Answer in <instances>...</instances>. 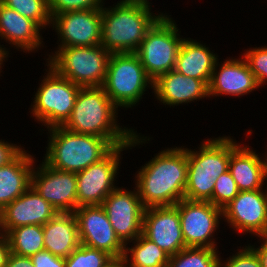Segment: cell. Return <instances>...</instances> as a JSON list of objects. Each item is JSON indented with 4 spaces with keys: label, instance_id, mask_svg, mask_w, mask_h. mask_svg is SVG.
Returning a JSON list of instances; mask_svg holds the SVG:
<instances>
[{
    "label": "cell",
    "instance_id": "cell-1",
    "mask_svg": "<svg viewBox=\"0 0 267 267\" xmlns=\"http://www.w3.org/2000/svg\"><path fill=\"white\" fill-rule=\"evenodd\" d=\"M184 147H165L136 171L133 186L145 208L174 206L184 199L188 173Z\"/></svg>",
    "mask_w": 267,
    "mask_h": 267
},
{
    "label": "cell",
    "instance_id": "cell-2",
    "mask_svg": "<svg viewBox=\"0 0 267 267\" xmlns=\"http://www.w3.org/2000/svg\"><path fill=\"white\" fill-rule=\"evenodd\" d=\"M119 111L102 87L80 88L71 115L62 127L75 133L105 138L117 147L129 143L136 131L120 125Z\"/></svg>",
    "mask_w": 267,
    "mask_h": 267
},
{
    "label": "cell",
    "instance_id": "cell-3",
    "mask_svg": "<svg viewBox=\"0 0 267 267\" xmlns=\"http://www.w3.org/2000/svg\"><path fill=\"white\" fill-rule=\"evenodd\" d=\"M114 4L102 7L101 45L110 53H135L163 12L154 13L149 0H120Z\"/></svg>",
    "mask_w": 267,
    "mask_h": 267
},
{
    "label": "cell",
    "instance_id": "cell-4",
    "mask_svg": "<svg viewBox=\"0 0 267 267\" xmlns=\"http://www.w3.org/2000/svg\"><path fill=\"white\" fill-rule=\"evenodd\" d=\"M239 144L233 136L223 135L202 140L194 150L187 148L188 173L184 198L210 201L215 180L228 171L231 152Z\"/></svg>",
    "mask_w": 267,
    "mask_h": 267
},
{
    "label": "cell",
    "instance_id": "cell-5",
    "mask_svg": "<svg viewBox=\"0 0 267 267\" xmlns=\"http://www.w3.org/2000/svg\"><path fill=\"white\" fill-rule=\"evenodd\" d=\"M46 133L48 143L42 160L62 171H83L114 148L105 138L75 133L62 126L46 129Z\"/></svg>",
    "mask_w": 267,
    "mask_h": 267
},
{
    "label": "cell",
    "instance_id": "cell-6",
    "mask_svg": "<svg viewBox=\"0 0 267 267\" xmlns=\"http://www.w3.org/2000/svg\"><path fill=\"white\" fill-rule=\"evenodd\" d=\"M111 53L101 44L90 47H57L46 54L47 64L81 88L102 87Z\"/></svg>",
    "mask_w": 267,
    "mask_h": 267
},
{
    "label": "cell",
    "instance_id": "cell-7",
    "mask_svg": "<svg viewBox=\"0 0 267 267\" xmlns=\"http://www.w3.org/2000/svg\"><path fill=\"white\" fill-rule=\"evenodd\" d=\"M45 65L46 75L38 82L29 112L35 122L49 129L66 123L81 87L59 75L47 63Z\"/></svg>",
    "mask_w": 267,
    "mask_h": 267
},
{
    "label": "cell",
    "instance_id": "cell-8",
    "mask_svg": "<svg viewBox=\"0 0 267 267\" xmlns=\"http://www.w3.org/2000/svg\"><path fill=\"white\" fill-rule=\"evenodd\" d=\"M153 83L135 53H111L102 88L118 108L139 105L147 89L153 90Z\"/></svg>",
    "mask_w": 267,
    "mask_h": 267
},
{
    "label": "cell",
    "instance_id": "cell-9",
    "mask_svg": "<svg viewBox=\"0 0 267 267\" xmlns=\"http://www.w3.org/2000/svg\"><path fill=\"white\" fill-rule=\"evenodd\" d=\"M144 136L142 133L135 131L129 143L114 147L99 162L76 173L77 208L102 205L104 199L117 187V174L122 162L120 160L123 159V151L131 150L139 147L140 144L145 145V143L151 141L152 137Z\"/></svg>",
    "mask_w": 267,
    "mask_h": 267
},
{
    "label": "cell",
    "instance_id": "cell-10",
    "mask_svg": "<svg viewBox=\"0 0 267 267\" xmlns=\"http://www.w3.org/2000/svg\"><path fill=\"white\" fill-rule=\"evenodd\" d=\"M177 26L169 13H163L147 30L135 52L153 81L175 69L177 54L184 39Z\"/></svg>",
    "mask_w": 267,
    "mask_h": 267
},
{
    "label": "cell",
    "instance_id": "cell-11",
    "mask_svg": "<svg viewBox=\"0 0 267 267\" xmlns=\"http://www.w3.org/2000/svg\"><path fill=\"white\" fill-rule=\"evenodd\" d=\"M179 211L182 235L186 247L218 248L215 234L223 222V212L209 201L180 200ZM216 232V233H215Z\"/></svg>",
    "mask_w": 267,
    "mask_h": 267
},
{
    "label": "cell",
    "instance_id": "cell-12",
    "mask_svg": "<svg viewBox=\"0 0 267 267\" xmlns=\"http://www.w3.org/2000/svg\"><path fill=\"white\" fill-rule=\"evenodd\" d=\"M222 212L223 221L237 234L267 235V189L240 191Z\"/></svg>",
    "mask_w": 267,
    "mask_h": 267
},
{
    "label": "cell",
    "instance_id": "cell-13",
    "mask_svg": "<svg viewBox=\"0 0 267 267\" xmlns=\"http://www.w3.org/2000/svg\"><path fill=\"white\" fill-rule=\"evenodd\" d=\"M114 229L116 236L125 245L142 234L145 207L137 188L128 190L117 186L101 205Z\"/></svg>",
    "mask_w": 267,
    "mask_h": 267
},
{
    "label": "cell",
    "instance_id": "cell-14",
    "mask_svg": "<svg viewBox=\"0 0 267 267\" xmlns=\"http://www.w3.org/2000/svg\"><path fill=\"white\" fill-rule=\"evenodd\" d=\"M51 28L58 37L57 47L100 45L102 8L56 14L51 18Z\"/></svg>",
    "mask_w": 267,
    "mask_h": 267
},
{
    "label": "cell",
    "instance_id": "cell-15",
    "mask_svg": "<svg viewBox=\"0 0 267 267\" xmlns=\"http://www.w3.org/2000/svg\"><path fill=\"white\" fill-rule=\"evenodd\" d=\"M34 165L31 186L60 213L77 209V180L75 172L51 168L43 160Z\"/></svg>",
    "mask_w": 267,
    "mask_h": 267
},
{
    "label": "cell",
    "instance_id": "cell-16",
    "mask_svg": "<svg viewBox=\"0 0 267 267\" xmlns=\"http://www.w3.org/2000/svg\"><path fill=\"white\" fill-rule=\"evenodd\" d=\"M73 214L81 244L103 250L112 257H123L125 245L116 236L101 205L80 206Z\"/></svg>",
    "mask_w": 267,
    "mask_h": 267
},
{
    "label": "cell",
    "instance_id": "cell-17",
    "mask_svg": "<svg viewBox=\"0 0 267 267\" xmlns=\"http://www.w3.org/2000/svg\"><path fill=\"white\" fill-rule=\"evenodd\" d=\"M142 234L169 256L186 248L179 211L175 205L145 208Z\"/></svg>",
    "mask_w": 267,
    "mask_h": 267
},
{
    "label": "cell",
    "instance_id": "cell-18",
    "mask_svg": "<svg viewBox=\"0 0 267 267\" xmlns=\"http://www.w3.org/2000/svg\"><path fill=\"white\" fill-rule=\"evenodd\" d=\"M239 57H226L223 63L217 59L208 85L209 98L224 95L239 98L260 88L247 62Z\"/></svg>",
    "mask_w": 267,
    "mask_h": 267
},
{
    "label": "cell",
    "instance_id": "cell-19",
    "mask_svg": "<svg viewBox=\"0 0 267 267\" xmlns=\"http://www.w3.org/2000/svg\"><path fill=\"white\" fill-rule=\"evenodd\" d=\"M57 210L32 186L0 211V233L26 225H44Z\"/></svg>",
    "mask_w": 267,
    "mask_h": 267
},
{
    "label": "cell",
    "instance_id": "cell-20",
    "mask_svg": "<svg viewBox=\"0 0 267 267\" xmlns=\"http://www.w3.org/2000/svg\"><path fill=\"white\" fill-rule=\"evenodd\" d=\"M153 93L154 99L170 108L209 98L208 86L202 80L187 77L176 70L160 75L153 83Z\"/></svg>",
    "mask_w": 267,
    "mask_h": 267
},
{
    "label": "cell",
    "instance_id": "cell-21",
    "mask_svg": "<svg viewBox=\"0 0 267 267\" xmlns=\"http://www.w3.org/2000/svg\"><path fill=\"white\" fill-rule=\"evenodd\" d=\"M41 32L42 29L33 20L0 2V41L4 40L17 51L36 53L44 48Z\"/></svg>",
    "mask_w": 267,
    "mask_h": 267
},
{
    "label": "cell",
    "instance_id": "cell-22",
    "mask_svg": "<svg viewBox=\"0 0 267 267\" xmlns=\"http://www.w3.org/2000/svg\"><path fill=\"white\" fill-rule=\"evenodd\" d=\"M256 152L252 146L242 142L231 152L228 171L239 191L267 189L266 152L263 156Z\"/></svg>",
    "mask_w": 267,
    "mask_h": 267
},
{
    "label": "cell",
    "instance_id": "cell-23",
    "mask_svg": "<svg viewBox=\"0 0 267 267\" xmlns=\"http://www.w3.org/2000/svg\"><path fill=\"white\" fill-rule=\"evenodd\" d=\"M36 161L34 154L24 148L12 161L0 166V211L31 186Z\"/></svg>",
    "mask_w": 267,
    "mask_h": 267
},
{
    "label": "cell",
    "instance_id": "cell-24",
    "mask_svg": "<svg viewBox=\"0 0 267 267\" xmlns=\"http://www.w3.org/2000/svg\"><path fill=\"white\" fill-rule=\"evenodd\" d=\"M209 48L206 43L184 37L174 70L187 77L202 80L208 86L215 62L219 58L217 53Z\"/></svg>",
    "mask_w": 267,
    "mask_h": 267
},
{
    "label": "cell",
    "instance_id": "cell-25",
    "mask_svg": "<svg viewBox=\"0 0 267 267\" xmlns=\"http://www.w3.org/2000/svg\"><path fill=\"white\" fill-rule=\"evenodd\" d=\"M44 249L67 258L80 246L77 220L73 213L58 212L43 225Z\"/></svg>",
    "mask_w": 267,
    "mask_h": 267
},
{
    "label": "cell",
    "instance_id": "cell-26",
    "mask_svg": "<svg viewBox=\"0 0 267 267\" xmlns=\"http://www.w3.org/2000/svg\"><path fill=\"white\" fill-rule=\"evenodd\" d=\"M130 243L131 247H130ZM169 255L143 234L125 244L123 258L127 267H167Z\"/></svg>",
    "mask_w": 267,
    "mask_h": 267
},
{
    "label": "cell",
    "instance_id": "cell-27",
    "mask_svg": "<svg viewBox=\"0 0 267 267\" xmlns=\"http://www.w3.org/2000/svg\"><path fill=\"white\" fill-rule=\"evenodd\" d=\"M6 237L10 252L30 257L44 249L43 225H26L11 229Z\"/></svg>",
    "mask_w": 267,
    "mask_h": 267
},
{
    "label": "cell",
    "instance_id": "cell-28",
    "mask_svg": "<svg viewBox=\"0 0 267 267\" xmlns=\"http://www.w3.org/2000/svg\"><path fill=\"white\" fill-rule=\"evenodd\" d=\"M220 254L219 248L186 247L169 257L167 267H220Z\"/></svg>",
    "mask_w": 267,
    "mask_h": 267
},
{
    "label": "cell",
    "instance_id": "cell-29",
    "mask_svg": "<svg viewBox=\"0 0 267 267\" xmlns=\"http://www.w3.org/2000/svg\"><path fill=\"white\" fill-rule=\"evenodd\" d=\"M2 3L33 20L43 30L51 27L48 0H2Z\"/></svg>",
    "mask_w": 267,
    "mask_h": 267
},
{
    "label": "cell",
    "instance_id": "cell-30",
    "mask_svg": "<svg viewBox=\"0 0 267 267\" xmlns=\"http://www.w3.org/2000/svg\"><path fill=\"white\" fill-rule=\"evenodd\" d=\"M113 257L107 252L80 244L67 258L65 267H103Z\"/></svg>",
    "mask_w": 267,
    "mask_h": 267
},
{
    "label": "cell",
    "instance_id": "cell-31",
    "mask_svg": "<svg viewBox=\"0 0 267 267\" xmlns=\"http://www.w3.org/2000/svg\"><path fill=\"white\" fill-rule=\"evenodd\" d=\"M239 189L230 172L227 171L221 174L215 180V187L212 194V199L209 201L214 206L223 209L228 205L239 193Z\"/></svg>",
    "mask_w": 267,
    "mask_h": 267
},
{
    "label": "cell",
    "instance_id": "cell-32",
    "mask_svg": "<svg viewBox=\"0 0 267 267\" xmlns=\"http://www.w3.org/2000/svg\"><path fill=\"white\" fill-rule=\"evenodd\" d=\"M254 74L259 87L267 84V46L251 47L241 55Z\"/></svg>",
    "mask_w": 267,
    "mask_h": 267
},
{
    "label": "cell",
    "instance_id": "cell-33",
    "mask_svg": "<svg viewBox=\"0 0 267 267\" xmlns=\"http://www.w3.org/2000/svg\"><path fill=\"white\" fill-rule=\"evenodd\" d=\"M105 0H48L51 18L56 14L69 11H81L99 9L105 4Z\"/></svg>",
    "mask_w": 267,
    "mask_h": 267
},
{
    "label": "cell",
    "instance_id": "cell-34",
    "mask_svg": "<svg viewBox=\"0 0 267 267\" xmlns=\"http://www.w3.org/2000/svg\"><path fill=\"white\" fill-rule=\"evenodd\" d=\"M234 250L225 260L220 256V267H262L257 253L247 244ZM236 252V253H235Z\"/></svg>",
    "mask_w": 267,
    "mask_h": 267
},
{
    "label": "cell",
    "instance_id": "cell-35",
    "mask_svg": "<svg viewBox=\"0 0 267 267\" xmlns=\"http://www.w3.org/2000/svg\"><path fill=\"white\" fill-rule=\"evenodd\" d=\"M34 267H65V258L43 250L30 256Z\"/></svg>",
    "mask_w": 267,
    "mask_h": 267
},
{
    "label": "cell",
    "instance_id": "cell-36",
    "mask_svg": "<svg viewBox=\"0 0 267 267\" xmlns=\"http://www.w3.org/2000/svg\"><path fill=\"white\" fill-rule=\"evenodd\" d=\"M23 146L0 139V166L12 161L22 150Z\"/></svg>",
    "mask_w": 267,
    "mask_h": 267
},
{
    "label": "cell",
    "instance_id": "cell-37",
    "mask_svg": "<svg viewBox=\"0 0 267 267\" xmlns=\"http://www.w3.org/2000/svg\"><path fill=\"white\" fill-rule=\"evenodd\" d=\"M257 239V243L260 241L258 246L256 243H254V245L248 243V245L257 253L262 267H267V235L259 236Z\"/></svg>",
    "mask_w": 267,
    "mask_h": 267
},
{
    "label": "cell",
    "instance_id": "cell-38",
    "mask_svg": "<svg viewBox=\"0 0 267 267\" xmlns=\"http://www.w3.org/2000/svg\"><path fill=\"white\" fill-rule=\"evenodd\" d=\"M5 267H34L30 257L9 253Z\"/></svg>",
    "mask_w": 267,
    "mask_h": 267
},
{
    "label": "cell",
    "instance_id": "cell-39",
    "mask_svg": "<svg viewBox=\"0 0 267 267\" xmlns=\"http://www.w3.org/2000/svg\"><path fill=\"white\" fill-rule=\"evenodd\" d=\"M9 253V241L5 234L0 233V267H5Z\"/></svg>",
    "mask_w": 267,
    "mask_h": 267
},
{
    "label": "cell",
    "instance_id": "cell-40",
    "mask_svg": "<svg viewBox=\"0 0 267 267\" xmlns=\"http://www.w3.org/2000/svg\"><path fill=\"white\" fill-rule=\"evenodd\" d=\"M9 50H10V47L7 48L3 44L1 45V42H0V75H1V72L3 73L2 67H4V62H6V60L8 61V58L10 57L9 55L11 54L10 53L11 50L10 51Z\"/></svg>",
    "mask_w": 267,
    "mask_h": 267
},
{
    "label": "cell",
    "instance_id": "cell-41",
    "mask_svg": "<svg viewBox=\"0 0 267 267\" xmlns=\"http://www.w3.org/2000/svg\"><path fill=\"white\" fill-rule=\"evenodd\" d=\"M103 267H127V265L123 257H113Z\"/></svg>",
    "mask_w": 267,
    "mask_h": 267
},
{
    "label": "cell",
    "instance_id": "cell-42",
    "mask_svg": "<svg viewBox=\"0 0 267 267\" xmlns=\"http://www.w3.org/2000/svg\"><path fill=\"white\" fill-rule=\"evenodd\" d=\"M266 186H267V151H266Z\"/></svg>",
    "mask_w": 267,
    "mask_h": 267
}]
</instances>
